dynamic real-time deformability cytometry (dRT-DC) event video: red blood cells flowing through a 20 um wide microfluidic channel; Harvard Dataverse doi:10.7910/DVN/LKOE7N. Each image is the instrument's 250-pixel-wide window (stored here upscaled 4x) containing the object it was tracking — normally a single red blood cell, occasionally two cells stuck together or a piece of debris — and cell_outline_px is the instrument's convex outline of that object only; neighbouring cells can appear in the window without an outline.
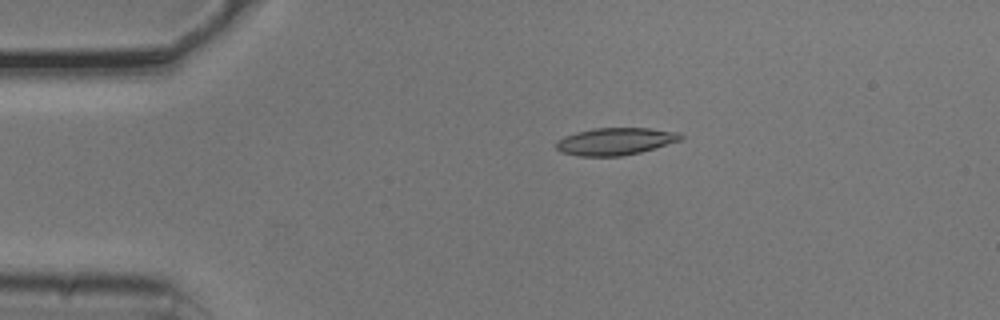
{"species": "common noctule bat (a hibernating species)", "species_latin": "Nyctalus noctula", "temperature_condition": "cold", "stored_images_in_passage": 44, "camera_frame_rate_fps": 3000, "um_per_image_px": 0.085, "animal": {"sex": "male", "body_mass_g": 20.5, "forearm_length_mm": 52.5}, "frame": {"image": 1, "passage_image": 1, "time_ms": 0.0, "image_size_px": [1000, 320], "cell_outline_px": [[684, 136], [680, 140], [640, 152], [620, 156], [580, 156], [560, 152], [556, 148], [556, 140], [564, 136], [576, 132], [596, 128], [648, 128], [680, 132]], "centroid_in_image_um": [52.27, 12.01], "position_along_channel_um": 32.7, "area_um2": 19.71}}
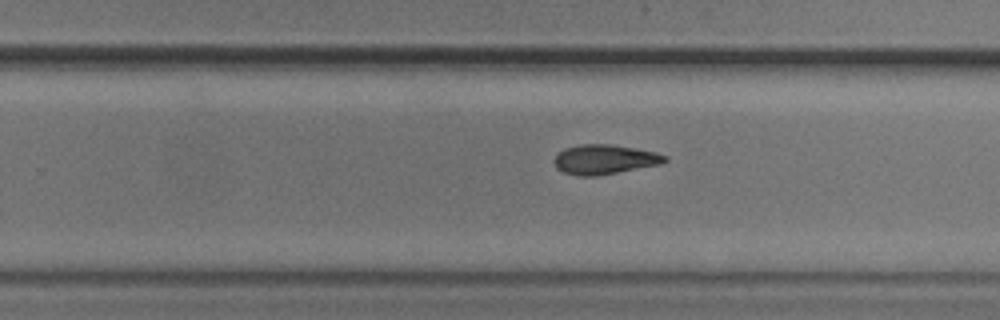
{"frame": {"image": 2, "passage_image": 24, "time_ms": 7.667, "image_size_px": [1000, 320], "cell_outline_px": [[668, 160], [660, 164], [596, 176], [580, 176], [564, 172], [556, 168], [552, 160], [564, 148], [580, 144], [608, 144], [636, 148], [656, 152], [668, 156]], "centroid_in_image_um": [51.38, 13.54], "position_along_channel_um": 278.4, "area_um2": 19.07}}
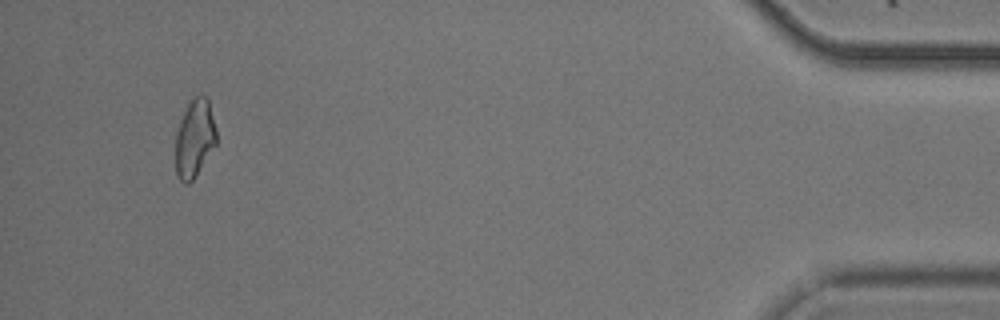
{"frame": {"image": 3, "passage_image": 41, "time_ms": 13.333, "image_size_px": [1000, 320], "cell_outline_px": [[216, 144], [196, 176], [188, 184], [184, 184], [180, 180], [176, 172], [176, 132], [180, 120], [192, 96], [200, 92], [208, 96], [216, 128]], "centroid_in_image_um": [16.55, 11.7], "position_along_channel_um": 418.6, "area_um2": 18.84}}